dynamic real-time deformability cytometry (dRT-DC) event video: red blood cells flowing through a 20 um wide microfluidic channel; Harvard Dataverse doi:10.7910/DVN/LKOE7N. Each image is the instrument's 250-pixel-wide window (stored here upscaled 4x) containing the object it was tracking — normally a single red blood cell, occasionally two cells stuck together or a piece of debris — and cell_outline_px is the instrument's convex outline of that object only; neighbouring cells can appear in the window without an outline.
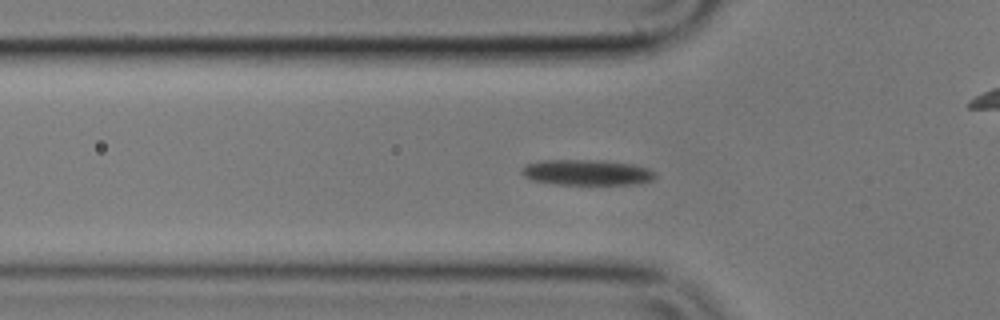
{"species": "common noctule bat (a hibernating species)", "species_latin": "Nyctalus noctula", "temperature_condition": "cold", "stored_images_in_passage": 60, "camera_frame_rate_fps": 3000, "um_per_image_px": 0.085, "animal": {"sex": "male", "body_mass_g": 17.9}, "frame": {"image": 1, "passage_image": 18, "time_ms": 5.667, "image_size_px": [1000, 320], "cell_outline_px": [[656, 176], [652, 180], [636, 184], [556, 184], [532, 180], [524, 176], [520, 172], [520, 168], [524, 164], [540, 160], [604, 160], [632, 164], [648, 168], [656, 172]], "centroid_in_image_um": [49.85, 14.64], "position_along_channel_um": 76.0, "area_um2": 20.11}}
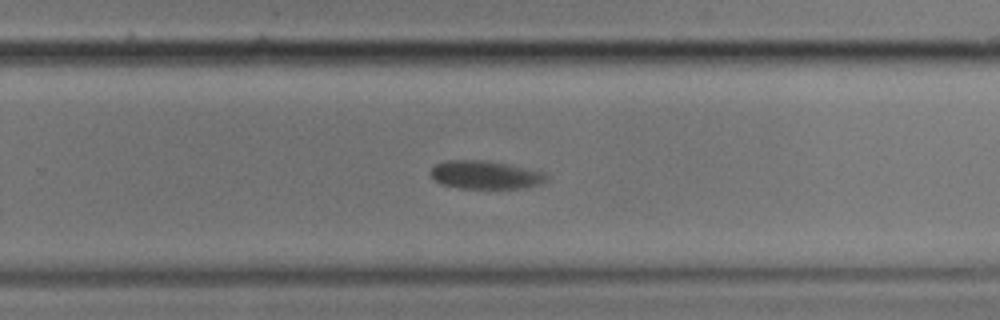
{"frame": {"image": 2, "passage_image": 37, "time_ms": 12.0, "image_size_px": [1000, 320], "cell_outline_px": [[548, 180], [540, 184], [524, 188], [460, 188], [440, 184], [432, 180], [428, 172], [436, 164], [444, 160], [488, 160], [528, 168], [544, 172], [548, 176]], "centroid_in_image_um": [41.22, 14.86], "position_along_channel_um": 288.6, "area_um2": 19.42}}
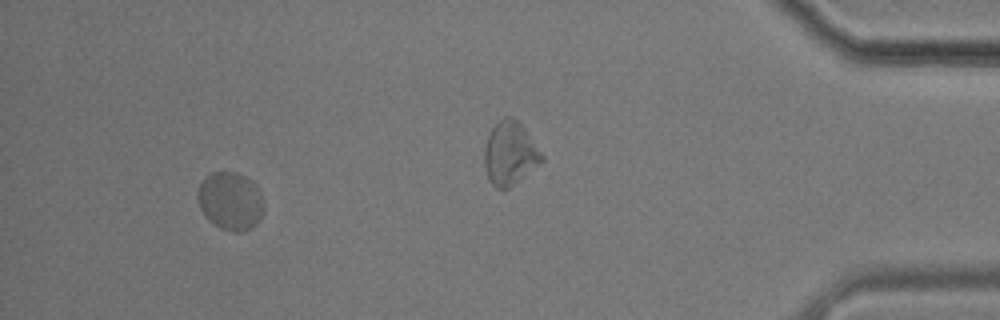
{"frame": {"image": 3, "passage_image": 55, "time_ms": 18.0, "image_size_px": [1000, 320], "cell_outline_px": [[264, 212], [260, 220], [252, 228], [244, 232], [232, 232], [220, 228], [212, 224], [208, 220], [200, 208], [196, 196], [196, 192], [200, 180], [204, 176], [212, 172], [236, 172], [252, 180], [256, 184], [264, 200]], "centroid_in_image_um": [19.58, 17.09], "position_along_channel_um": 415.6, "area_um2": 23.12}, "authors_computed_cell_mechanics": {"area_um2": 20.0566, "velocity_mm_per_s": 3.3451, "shape_relaxation_time_tau1_ms": 5.133, "shape_relaxation_time_tau2_ms": null, "deformation_change_tau1": 0.1081, "deformation_change_tau2": null}}